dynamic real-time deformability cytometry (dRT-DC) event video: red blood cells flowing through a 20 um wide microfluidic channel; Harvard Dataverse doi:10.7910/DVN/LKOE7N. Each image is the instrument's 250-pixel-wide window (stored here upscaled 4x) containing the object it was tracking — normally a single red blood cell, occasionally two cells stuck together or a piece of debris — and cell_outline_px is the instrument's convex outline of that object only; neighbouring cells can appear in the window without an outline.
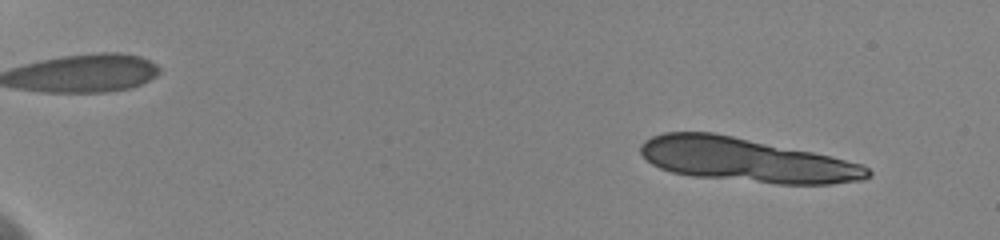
{"species": "human", "species_latin": "Homo sapiens", "temperature_condition": "cold", "stored_images_in_passage": 18, "camera_frame_rate_fps": 3000, "um_per_image_px": 0.085, "donor": {"sex": "female"}, "frame": {"image": 1, "passage_image": 6, "time_ms": 1.667, "image_size_px": [1000, 240], "cell_outline_px": [[872, 176], [860, 180], [832, 184], [776, 184], [692, 176], [672, 172], [660, 168], [652, 164], [640, 152], [640, 144], [644, 140], [652, 136], [664, 132], [712, 132], [832, 156], [860, 164], [868, 168], [872, 172]], "centroid_in_image_um": [63.42, 13.61], "position_along_channel_um": 21.6, "area_um2": 57.92}}